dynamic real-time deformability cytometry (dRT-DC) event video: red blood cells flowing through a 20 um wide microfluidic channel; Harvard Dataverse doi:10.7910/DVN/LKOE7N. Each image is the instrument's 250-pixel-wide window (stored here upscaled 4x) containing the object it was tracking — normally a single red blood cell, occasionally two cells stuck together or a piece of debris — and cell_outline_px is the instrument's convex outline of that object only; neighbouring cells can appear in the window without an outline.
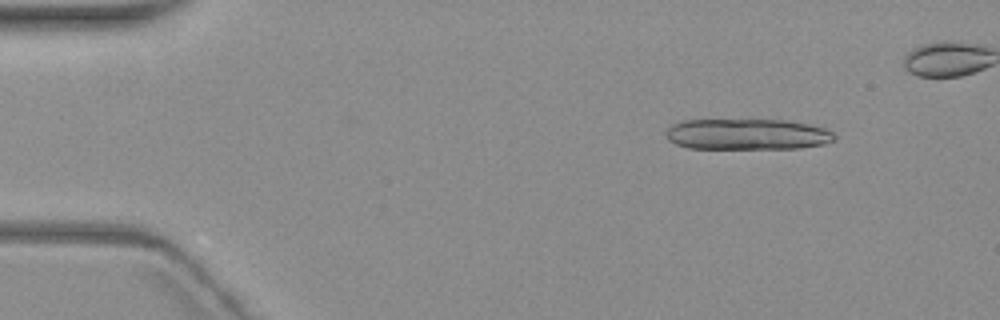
{"species": "common noctule bat (a hibernating species)", "species_latin": "Nyctalus noctula", "temperature_condition": "warm", "stored_images_in_passage": 5, "segment_of_instrument_passage": [2, 2], "camera_frame_rate_fps": 3000, "um_per_image_px": 0.085, "animal": {"sex": "female", "body_mass_g": 19.3, "forearm_length_mm": 54.1}, "frame": {"image": 1, "passage_image": 5, "time_ms": 5.0, "image_size_px": [1000, 320], "cell_outline_px": [[836, 140], [824, 144], [800, 148], [688, 148], [676, 144], [668, 140], [668, 128], [672, 124], [680, 120], [788, 120], [808, 124], [824, 128], [832, 132], [836, 136]], "centroid_in_image_um": [63.54, 11.41], "position_along_channel_um": 21.5, "area_um2": 30.35}}